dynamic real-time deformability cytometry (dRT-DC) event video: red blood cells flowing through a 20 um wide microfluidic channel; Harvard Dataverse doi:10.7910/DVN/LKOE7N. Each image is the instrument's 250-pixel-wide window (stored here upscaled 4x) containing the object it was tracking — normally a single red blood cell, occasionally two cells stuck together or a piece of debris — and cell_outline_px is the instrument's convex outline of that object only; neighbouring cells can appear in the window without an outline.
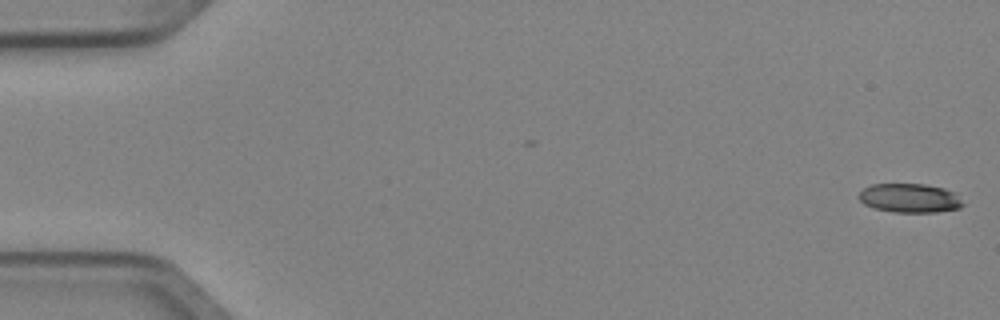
{"species": "Egyptian fruit bat (a non-hibernating species)", "species_latin": "Rousettus aegyptiacus", "temperature_condition": "cold", "stored_images_in_passage": 4, "camera_frame_rate_fps": 3000, "um_per_image_px": 0.085, "animal": {"sex": "female"}, "frame": {"image": 1, "passage_image": 1, "time_ms": 0.0, "image_size_px": [1000, 320], "cell_outline_px": [[964, 204], [960, 208], [936, 212], [896, 212], [876, 208], [864, 204], [860, 200], [860, 192], [864, 188], [872, 184], [924, 184], [944, 188], [952, 192]], "centroid_in_image_um": [77.32, 16.83], "position_along_channel_um": 7.7, "area_um2": 17.28}}